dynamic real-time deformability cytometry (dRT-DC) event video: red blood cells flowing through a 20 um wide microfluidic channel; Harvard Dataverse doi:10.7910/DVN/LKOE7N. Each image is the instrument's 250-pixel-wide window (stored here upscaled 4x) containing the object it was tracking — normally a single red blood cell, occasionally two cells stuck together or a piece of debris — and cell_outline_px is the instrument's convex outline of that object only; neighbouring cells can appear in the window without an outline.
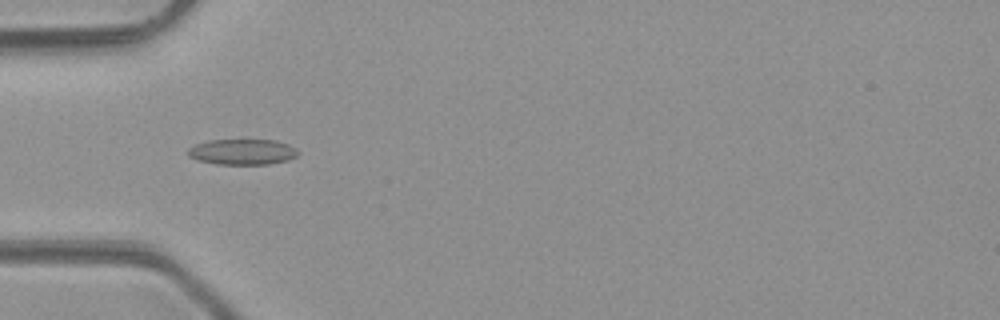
{"species": "common noctule bat (a hibernating species)", "species_latin": "Nyctalus noctula", "temperature_condition": "room temperature", "stored_images_in_passage": 5, "camera_frame_rate_fps": 3000, "um_per_image_px": 0.085, "animal": {"sex": "male", "body_mass_g": 23.1, "forearm_length_mm": 52.7}, "frame": {"image": 1, "passage_image": 4, "time_ms": 3.667, "image_size_px": [1000, 320], "cell_outline_px": [[300, 152], [296, 156], [288, 160], [268, 164], [216, 164], [196, 160], [188, 156], [188, 148], [196, 144], [208, 140], [276, 140], [288, 144], [296, 148]], "centroid_in_image_um": [20.6, 12.91], "position_along_channel_um": 64.4, "area_um2": 16.53}}
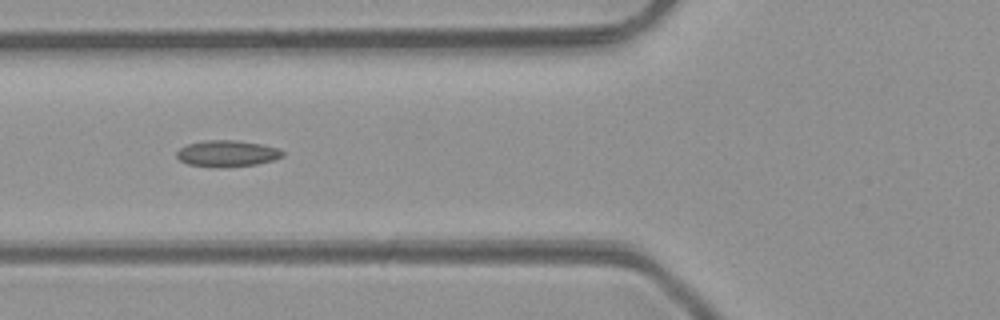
{"frame": {"image": 2, "passage_image": 5, "time_ms": 4.667, "image_size_px": [1000, 320], "cell_outline_px": [[284, 156], [272, 160], [256, 164], [224, 168], [216, 168], [188, 164], [180, 160], [176, 156], [176, 152], [180, 148], [188, 144], [204, 140], [236, 140], [260, 144], [276, 148], [284, 152]], "centroid_in_image_um": [19.27, 13.06], "position_along_channel_um": 106.5, "area_um2": 16.3}}